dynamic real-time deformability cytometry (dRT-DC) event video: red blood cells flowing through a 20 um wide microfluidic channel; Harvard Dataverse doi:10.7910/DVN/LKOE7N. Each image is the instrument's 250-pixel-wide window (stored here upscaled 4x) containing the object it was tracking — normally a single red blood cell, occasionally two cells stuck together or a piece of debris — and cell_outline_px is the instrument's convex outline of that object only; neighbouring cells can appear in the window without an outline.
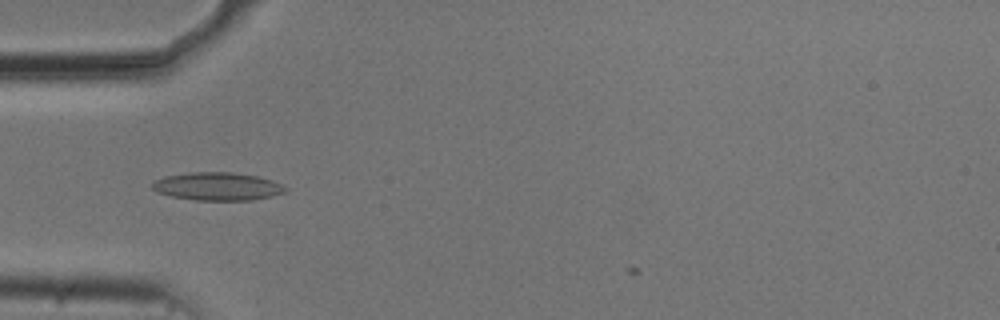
{"species": "common noctule bat (a hibernating species)", "species_latin": "Nyctalus noctula", "temperature_condition": "cold", "stored_images_in_passage": 34, "camera_frame_rate_fps": 3000, "um_per_image_px": 0.085, "animal": {"sex": "male", "body_mass_g": 20.5, "forearm_length_mm": 52.5}, "frame": {"image": 1, "passage_image": 1, "time_ms": 0.0, "image_size_px": [1000, 320], "cell_outline_px": [[288, 188], [284, 192], [272, 196], [252, 200], [196, 200], [172, 196], [156, 192], [152, 188], [152, 180], [164, 176], [188, 172], [232, 172], [256, 176], [272, 180]], "centroid_in_image_um": [18.44, 15.83], "position_along_channel_um": 66.6, "area_um2": 21.79}}
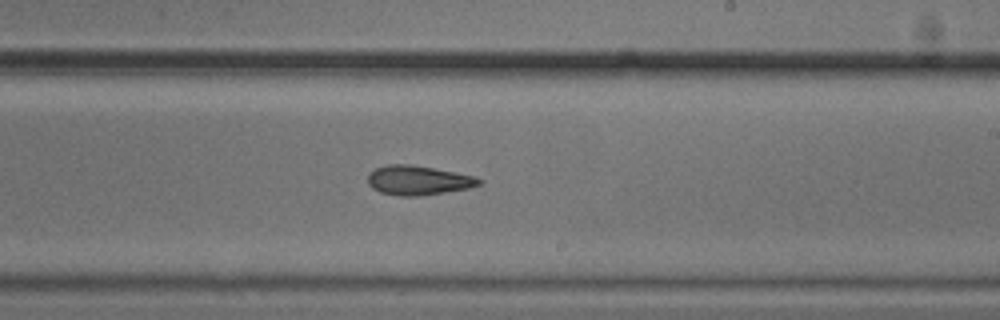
{"frame": {"image": 2, "passage_image": 16, "time_ms": 5.0, "image_size_px": [1000, 320], "cell_outline_px": [[484, 180], [480, 184], [468, 188], [420, 196], [400, 196], [380, 192], [372, 188], [368, 184], [368, 176], [376, 168], [388, 164], [408, 164], [456, 172], [472, 176]], "centroid_in_image_um": [35.53, 15.33], "position_along_channel_um": 253.5, "area_um2": 18.84}}
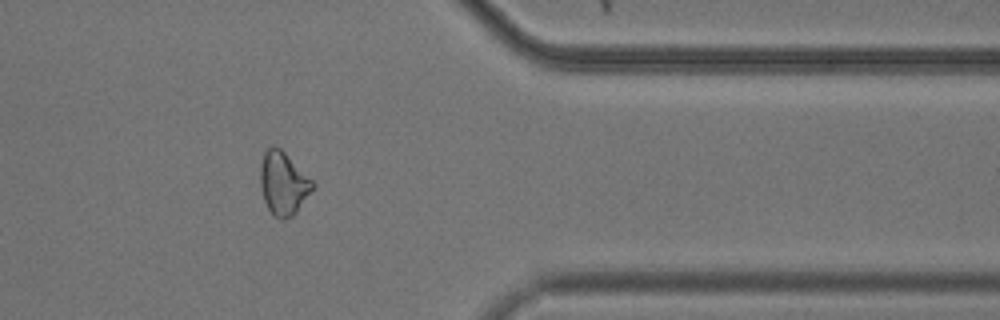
{"frame": {"image": 3, "passage_image": 28, "time_ms": 9.0, "image_size_px": [1000, 320], "cell_outline_px": [[316, 184], [296, 212], [292, 216], [280, 220], [268, 208], [264, 200], [260, 184], [260, 164], [264, 152], [272, 144], [280, 148]], "centroid_in_image_um": [24.06, 15.56], "position_along_channel_um": 387.3, "area_um2": 18.96}, "authors_computed_cell_mechanics": {"area_um2": 18.9584, "velocity_mm_per_s": 3.7177, "shape_relaxation_time_tau1_ms": 2.9981, "shape_relaxation_time_tau2_ms": 4.3468, "deformation_change_tau1": 0.101, "deformation_change_tau2": 0.1425}}